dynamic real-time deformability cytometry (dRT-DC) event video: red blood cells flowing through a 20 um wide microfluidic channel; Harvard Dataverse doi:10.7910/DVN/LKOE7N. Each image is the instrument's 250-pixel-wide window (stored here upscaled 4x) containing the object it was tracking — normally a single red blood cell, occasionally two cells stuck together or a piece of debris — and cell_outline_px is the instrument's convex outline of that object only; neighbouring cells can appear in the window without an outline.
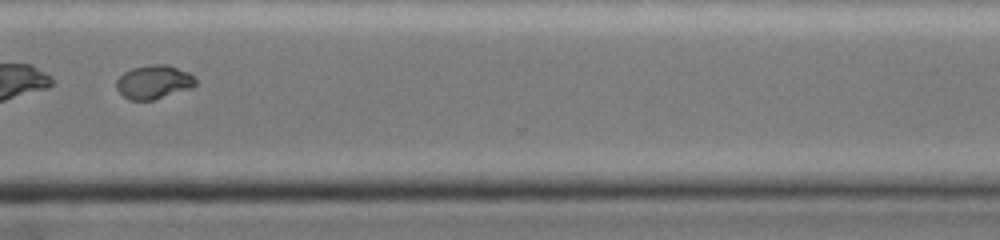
{"species": "common noctule bat (a hibernating species)", "species_latin": "Nyctalus noctula", "temperature_condition": "cold", "stored_images_in_passage": 40, "camera_frame_rate_fps": 3000, "um_per_image_px": 0.085, "animal": {"sex": "female", "body_mass_g": 19.0, "forearm_length_mm": 51.5}, "frame": {"image": 1, "passage_image": 35, "time_ms": 11.333, "image_size_px": [1000, 240], "cell_outline_px": [[196, 84], [192, 88], [152, 100], [132, 100], [124, 96], [116, 88], [116, 80], [124, 72], [132, 68], [152, 64], [168, 64], [188, 72], [196, 80]], "centroid_in_image_um": [13.07, 6.96], "position_along_channel_um": 357.5, "area_um2": 15.49}, "authors_computed_cell_mechanics": {"area_um2": 17.4556, "velocity_mm_per_s": 4.0662, "shape_relaxation_time_tau1_ms": 1.1254, "shape_relaxation_time_tau2_ms": null, "deformation_change_tau1": 0.3375, "deformation_change_tau2": null}}